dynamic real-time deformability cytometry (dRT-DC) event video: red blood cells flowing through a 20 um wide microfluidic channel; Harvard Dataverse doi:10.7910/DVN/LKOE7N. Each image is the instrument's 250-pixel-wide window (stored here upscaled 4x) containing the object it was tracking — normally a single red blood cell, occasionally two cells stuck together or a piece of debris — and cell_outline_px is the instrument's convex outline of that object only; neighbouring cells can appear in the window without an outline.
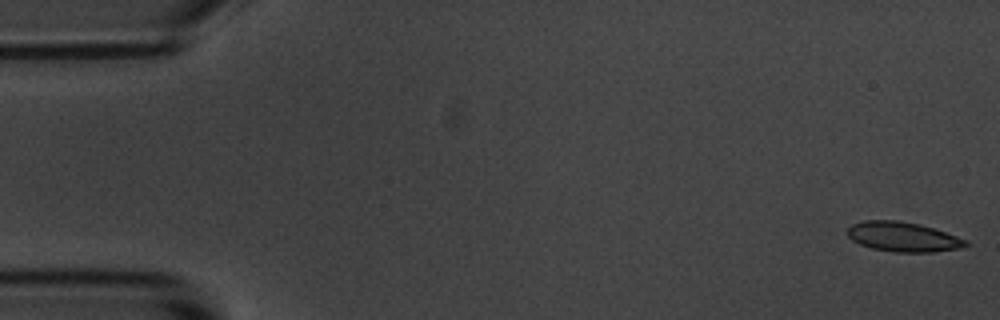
{"species": "common noctule bat (a hibernating species)", "species_latin": "Nyctalus noctula", "temperature_condition": "room temperature", "stored_images_in_passage": 16, "camera_frame_rate_fps": 3000, "um_per_image_px": 0.085, "animal": {"sex": "male", "body_mass_g": 20.1, "forearm_length_mm": 53.5}, "frame": {"image": 1, "passage_image": 1, "time_ms": 0.0, "image_size_px": [1000, 320], "cell_outline_px": [[968, 244], [960, 248], [932, 252], [892, 252], [872, 248], [860, 244], [852, 240], [844, 232], [852, 224], [864, 220], [896, 220], [920, 224], [968, 240]], "centroid_in_image_um": [76.71, 20.13], "position_along_channel_um": 8.3, "area_um2": 20.46}}
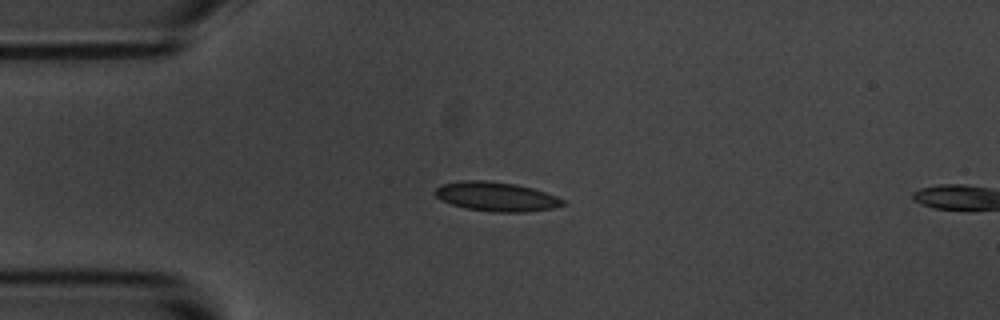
{"frame": {"image": 2, "passage_image": 13, "time_ms": 4.0, "image_size_px": [1000, 320], "cell_outline_px": [[564, 204], [552, 208], [524, 212], [492, 212], [464, 208], [440, 200], [436, 196], [436, 188], [440, 184], [460, 180], [484, 180], [516, 184], [532, 188], [556, 196], [564, 200]], "centroid_in_image_um": [42.14, 16.7], "position_along_channel_um": 42.9, "area_um2": 21.73}}